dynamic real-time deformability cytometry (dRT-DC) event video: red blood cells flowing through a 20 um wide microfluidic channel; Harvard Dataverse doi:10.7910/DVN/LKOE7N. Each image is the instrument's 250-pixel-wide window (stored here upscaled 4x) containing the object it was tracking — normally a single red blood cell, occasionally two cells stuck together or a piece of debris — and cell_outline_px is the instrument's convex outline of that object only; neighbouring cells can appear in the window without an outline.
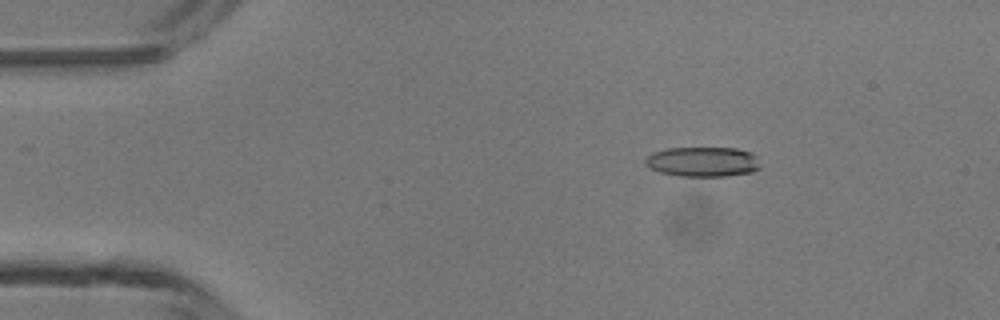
{"species": "common noctule bat (a hibernating species)", "species_latin": "Nyctalus noctula", "temperature_condition": "room temperature", "stored_images_in_passage": 4, "camera_frame_rate_fps": 3000, "um_per_image_px": 0.085, "animal": {"sex": "male", "body_mass_g": 13.3}, "frame": {"image": 1, "passage_image": 3, "time_ms": 2.333, "image_size_px": [1000, 320], "cell_outline_px": [[760, 168], [752, 172], [724, 176], [680, 176], [660, 172], [648, 168], [644, 164], [644, 160], [652, 152], [668, 148], [736, 148], [752, 152], [756, 156], [760, 164]], "centroid_in_image_um": [59.73, 13.75], "position_along_channel_um": 25.3, "area_um2": 20.17}}